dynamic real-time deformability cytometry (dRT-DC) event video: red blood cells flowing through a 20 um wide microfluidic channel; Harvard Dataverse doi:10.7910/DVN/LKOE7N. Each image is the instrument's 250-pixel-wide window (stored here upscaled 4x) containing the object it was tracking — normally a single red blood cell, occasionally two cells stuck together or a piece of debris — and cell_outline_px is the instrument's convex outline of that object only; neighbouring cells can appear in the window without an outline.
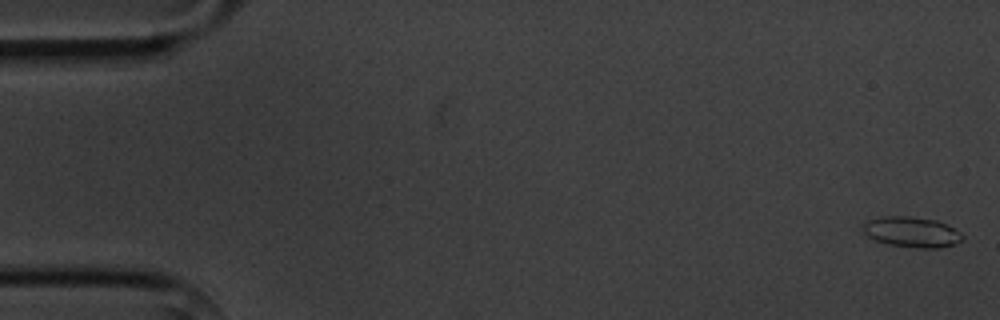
{"species": "common noctule bat (a hibernating species)", "species_latin": "Nyctalus noctula", "temperature_condition": "cold", "stored_images_in_passage": 6, "camera_frame_rate_fps": 3000, "um_per_image_px": 0.085, "animal": {"sex": "male", "body_mass_g": 20.1, "forearm_length_mm": 53.5}, "frame": {"image": 1, "passage_image": 1, "time_ms": 0.0, "image_size_px": [1000, 320], "cell_outline_px": [[964, 236], [960, 240], [952, 244], [940, 248], [916, 248], [888, 244], [876, 240], [868, 236], [864, 232], [864, 224], [868, 220], [884, 216], [912, 216], [936, 220], [960, 232]], "centroid_in_image_um": [77.48, 19.72], "position_along_channel_um": 7.5, "area_um2": 17.4}}
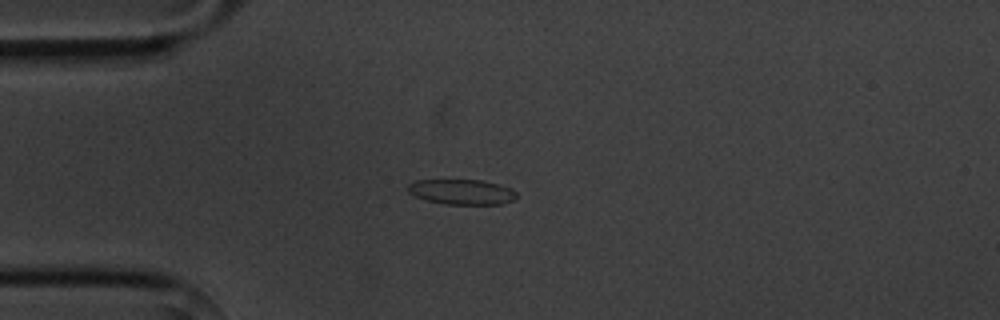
{"frame": {"image": 2, "passage_image": 5, "time_ms": 4.333, "image_size_px": [1000, 320], "cell_outline_px": [[516, 196], [512, 200], [500, 204], [444, 204], [428, 200], [416, 196], [408, 192], [408, 184], [416, 180], [480, 180], [512, 188], [516, 192]], "centroid_in_image_um": [39.24, 16.31], "position_along_channel_um": 45.8, "area_um2": 15.72}}
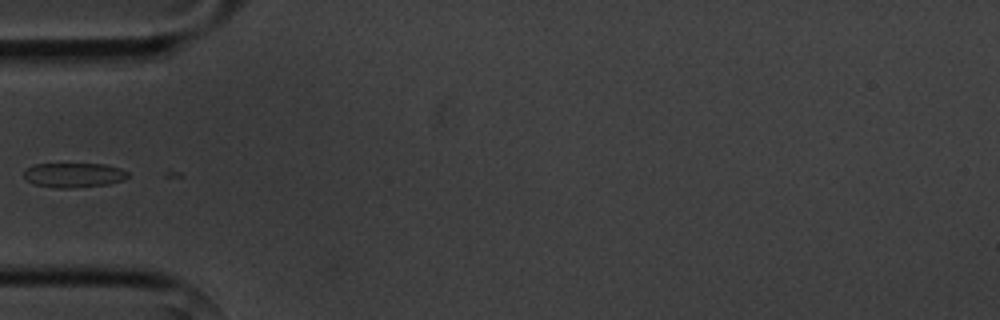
{"frame": {"image": 3, "passage_image": 6, "time_ms": 5.667, "image_size_px": [1000, 320], "cell_outline_px": [[128, 176], [124, 180], [108, 184], [72, 188], [52, 188], [32, 184], [24, 180], [24, 168], [36, 164], [104, 164], [120, 168], [128, 172]], "centroid_in_image_um": [6.22, 14.89], "position_along_channel_um": 78.8, "area_um2": 15.14}}